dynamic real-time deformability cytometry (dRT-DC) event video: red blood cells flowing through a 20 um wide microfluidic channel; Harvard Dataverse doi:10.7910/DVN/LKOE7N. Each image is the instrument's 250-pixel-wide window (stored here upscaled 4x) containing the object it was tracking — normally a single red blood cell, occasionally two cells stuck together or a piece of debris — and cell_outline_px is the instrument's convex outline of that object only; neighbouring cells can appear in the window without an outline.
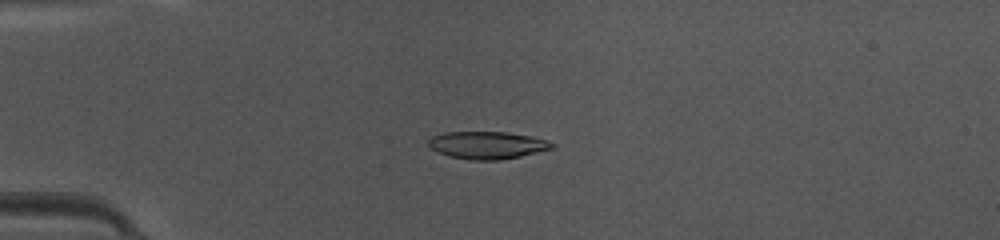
{"species": "common noctule bat (a hibernating species)", "species_latin": "Nyctalus noctula", "temperature_condition": "warm", "stored_images_in_passage": 48, "camera_frame_rate_fps": 3000, "um_per_image_px": 0.085, "animal": {"sex": "female", "body_mass_g": 10.0, "forearm_length_mm": 53.1}, "frame": {"image": 1, "passage_image": 13, "time_ms": 4.0, "image_size_px": [1000, 240], "cell_outline_px": [[556, 148], [520, 156], [500, 160], [472, 160], [448, 156], [432, 148], [428, 144], [428, 140], [432, 136], [444, 132], [508, 132], [532, 136], [548, 140], [556, 144]], "centroid_in_image_um": [41.48, 12.33], "position_along_channel_um": 43.5, "area_um2": 19.88}}
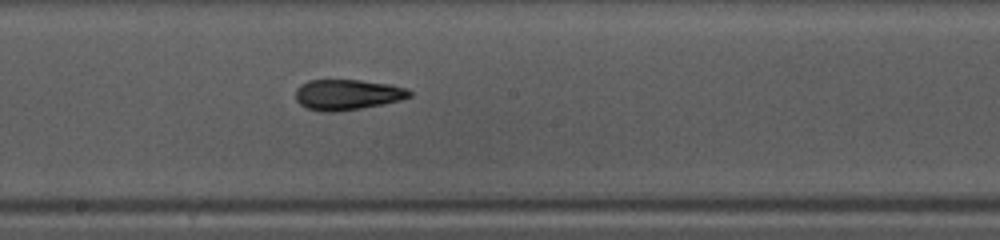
{"frame": {"image": 2, "passage_image": 27, "time_ms": 8.667, "image_size_px": [1000, 240], "cell_outline_px": [[412, 96], [400, 100], [384, 104], [336, 112], [324, 112], [308, 108], [300, 104], [296, 100], [296, 88], [300, 84], [308, 80], [360, 80], [392, 84], [408, 88], [412, 92]], "centroid_in_image_um": [29.55, 8.03], "position_along_channel_um": 218.7, "area_um2": 20.46}}
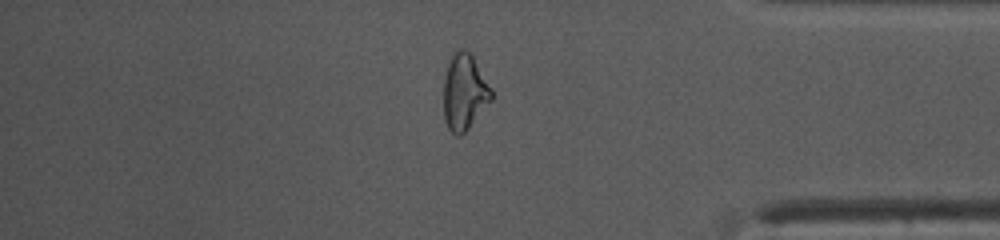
{"frame": {"image": 3, "passage_image": 41, "time_ms": 13.333, "image_size_px": [1000, 240], "cell_outline_px": [[492, 100], [468, 128], [460, 136], [456, 136], [448, 128], [444, 120], [444, 80], [448, 64], [452, 56], [460, 48], [464, 48], [472, 56], [492, 88]], "centroid_in_image_um": [39.48, 7.85], "position_along_channel_um": 395.7, "area_um2": 20.92}, "authors_computed_cell_mechanics": {"area_um2": 20.0277, "velocity_mm_per_s": 4.216, "shape_relaxation_time_tau1_ms": 5.2384, "shape_relaxation_time_tau2_ms": 2.451, "deformation_change_tau1": 0.2102, "deformation_change_tau2": 0.0708}}